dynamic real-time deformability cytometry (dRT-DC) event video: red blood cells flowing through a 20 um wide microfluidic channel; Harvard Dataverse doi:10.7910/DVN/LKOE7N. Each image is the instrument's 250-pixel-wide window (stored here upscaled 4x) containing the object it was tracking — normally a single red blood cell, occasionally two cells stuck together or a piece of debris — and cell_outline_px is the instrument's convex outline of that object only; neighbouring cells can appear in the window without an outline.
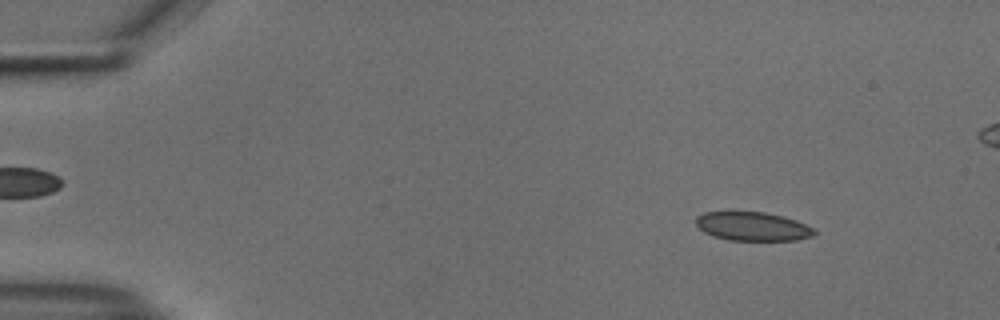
{"species": "common noctule bat (a hibernating species)", "species_latin": "Nyctalus noctula", "temperature_condition": "cold", "stored_images_in_passage": 45, "camera_frame_rate_fps": 3000, "um_per_image_px": 0.085, "animal": {"sex": "male", "body_mass_g": 18.8}, "frame": {"image": 1, "passage_image": 6, "time_ms": 1.667, "image_size_px": [1000, 320], "cell_outline_px": [[816, 232], [812, 236], [796, 240], [728, 240], [712, 236], [704, 232], [696, 224], [696, 216], [704, 212], [764, 212], [784, 216], [796, 220], [812, 228]], "centroid_in_image_um": [63.95, 19.24], "position_along_channel_um": 21.1, "area_um2": 19.77}}
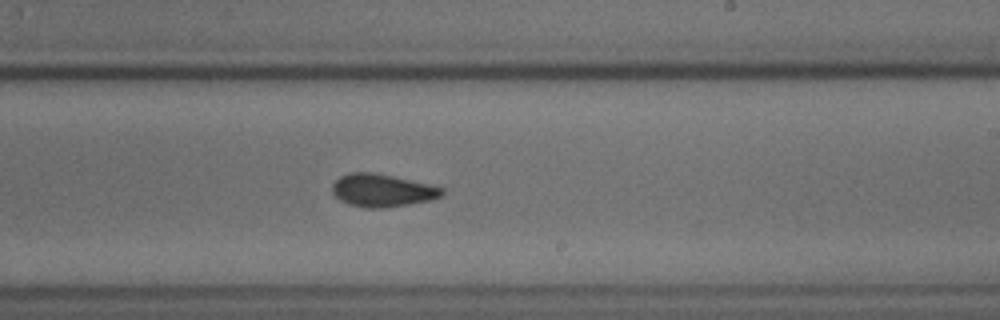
{"frame": {"image": 2, "passage_image": 32, "time_ms": 10.333, "image_size_px": [1000, 320], "cell_outline_px": [[444, 192], [440, 196], [432, 200], [384, 208], [364, 208], [348, 204], [340, 200], [332, 192], [332, 184], [340, 176], [348, 172], [372, 172], [392, 176], [428, 184], [444, 188]], "centroid_in_image_um": [32.46, 16.19], "position_along_channel_um": 256.5, "area_um2": 20.92}}
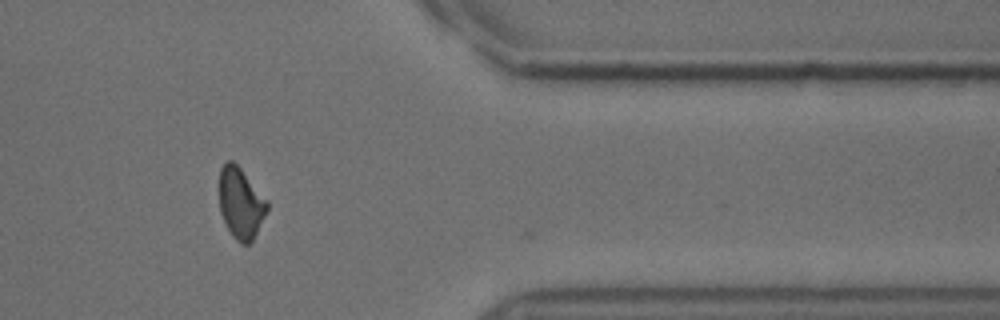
{"frame": {"image": 3, "passage_image": 44, "time_ms": 14.333, "image_size_px": [1000, 320], "cell_outline_px": [[268, 208], [252, 240], [248, 244], [240, 244], [232, 236], [220, 212], [220, 168], [228, 160], [232, 160], [240, 168], [268, 200]], "centroid_in_image_um": [20.46, 17.26], "position_along_channel_um": 390.9, "area_um2": 19.48}, "authors_computed_cell_mechanics": {"area_um2": 20.9236, "velocity_mm_per_s": 3.7833, "shape_relaxation_time_tau1_ms": 9.8711, "shape_relaxation_time_tau2_ms": 1.8812, "deformation_change_tau1": 0.1264, "deformation_change_tau2": 0.0734}}